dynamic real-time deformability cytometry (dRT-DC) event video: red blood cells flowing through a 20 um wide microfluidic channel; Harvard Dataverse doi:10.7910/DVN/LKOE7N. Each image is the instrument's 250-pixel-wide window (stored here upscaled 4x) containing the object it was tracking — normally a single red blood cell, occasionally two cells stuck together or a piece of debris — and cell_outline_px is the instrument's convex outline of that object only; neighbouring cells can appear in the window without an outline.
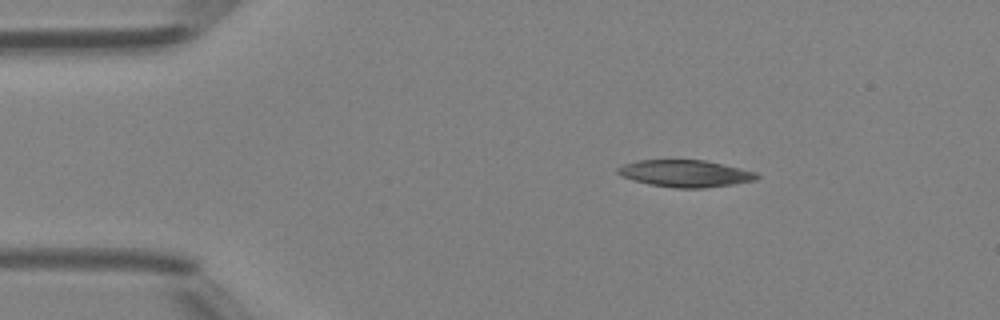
{"species": "Egyptian fruit bat (a non-hibernating species)", "species_latin": "Rousettus aegyptiacus", "temperature_condition": "room temperature", "stored_images_in_passage": 47, "camera_frame_rate_fps": 3000, "um_per_image_px": 0.085, "animal": {"sex": "female"}, "frame": {"image": 1, "passage_image": 7, "time_ms": 2.0, "image_size_px": [1000, 320], "cell_outline_px": [[760, 176], [756, 180], [732, 184], [704, 188], [676, 188], [648, 184], [632, 180], [620, 176], [616, 172], [616, 168], [624, 164], [636, 160], [704, 160], [740, 168], [756, 172]], "centroid_in_image_um": [58.2, 14.75], "position_along_channel_um": 26.8, "area_um2": 21.91}}
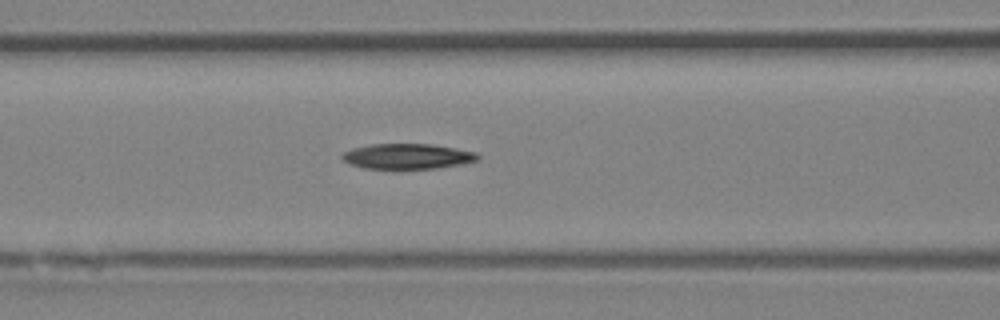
{"frame": {"image": 2, "passage_image": 19, "time_ms": 6.0, "image_size_px": [1000, 320], "cell_outline_px": [[480, 160], [460, 164], [436, 168], [364, 168], [348, 164], [340, 160], [340, 156], [344, 152], [352, 148], [372, 144], [432, 144], [476, 152], [480, 156]], "centroid_in_image_um": [34.59, 13.28], "position_along_channel_um": 132.0, "area_um2": 20.0}}
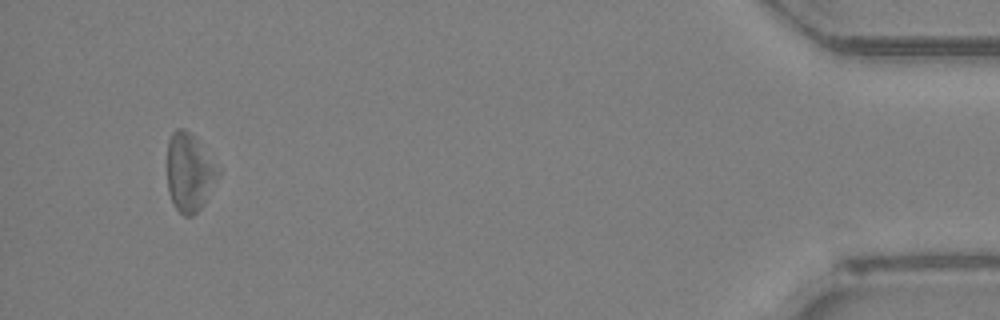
{"frame": {"image": 3, "passage_image": 45, "time_ms": 14.667, "image_size_px": [1000, 320], "cell_outline_px": [[220, 172], [200, 208], [192, 216], [184, 216], [172, 204], [168, 192], [168, 140], [172, 132], [176, 128], [184, 128], [192, 136], [220, 168]], "centroid_in_image_um": [16.07, 14.66], "position_along_channel_um": 419.1, "area_um2": 22.66}, "authors_computed_cell_mechanics": {"area_um2": 21.6172, "velocity_mm_per_s": 4.2115, "shape_relaxation_time_tau1_ms": 5.5223, "shape_relaxation_time_tau2_ms": 9.7253, "deformation_change_tau1": 0.1285, "deformation_change_tau2": 0.2978}}